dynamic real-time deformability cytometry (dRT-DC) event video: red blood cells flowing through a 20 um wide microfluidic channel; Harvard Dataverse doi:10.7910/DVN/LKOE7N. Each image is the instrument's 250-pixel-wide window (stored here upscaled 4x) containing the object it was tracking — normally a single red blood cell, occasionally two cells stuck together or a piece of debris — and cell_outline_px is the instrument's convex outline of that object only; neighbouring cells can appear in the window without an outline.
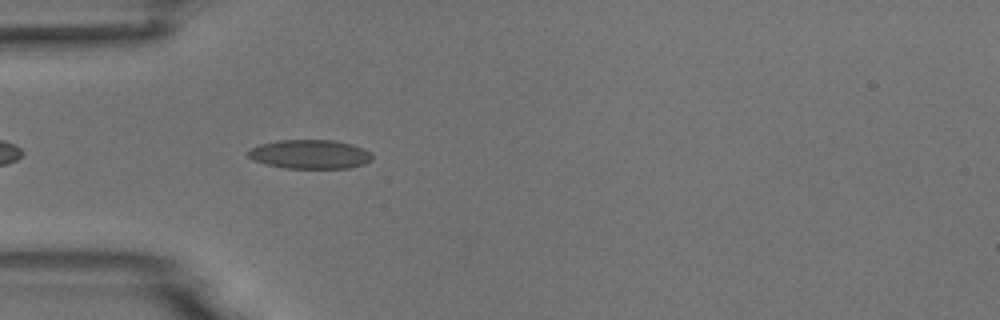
{"species": "common noctule bat (a hibernating species)", "species_latin": "Nyctalus noctula", "temperature_condition": "room temperature", "stored_images_in_passage": 5, "camera_frame_rate_fps": 3000, "um_per_image_px": 0.085, "animal": {"sex": "male", "body_mass_g": 18.8}, "frame": {"image": 1, "passage_image": 5, "time_ms": 4.667, "image_size_px": [1000, 320], "cell_outline_px": [[372, 160], [364, 164], [348, 168], [284, 168], [268, 164], [256, 160], [248, 156], [248, 152], [252, 148], [260, 144], [280, 140], [332, 140], [352, 144], [364, 148], [372, 152]], "centroid_in_image_um": [26.41, 13.11], "position_along_channel_um": 58.6, "area_um2": 20.87}}